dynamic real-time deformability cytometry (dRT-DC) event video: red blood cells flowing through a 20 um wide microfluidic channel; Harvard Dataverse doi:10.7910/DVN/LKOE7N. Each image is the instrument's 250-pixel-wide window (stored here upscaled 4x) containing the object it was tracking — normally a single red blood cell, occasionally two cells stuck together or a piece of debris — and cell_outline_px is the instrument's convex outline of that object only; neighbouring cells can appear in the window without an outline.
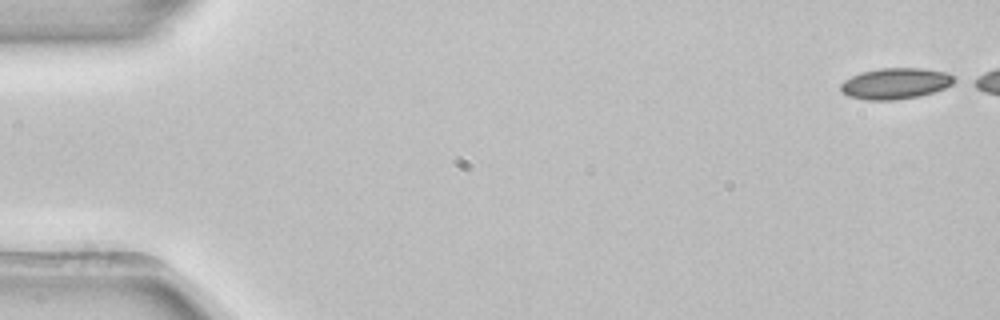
{"species": "common noctule bat (a hibernating species)", "species_latin": "Nyctalus noctula", "temperature_condition": "room temperature", "stored_images_in_passage": 5, "camera_frame_rate_fps": 3000, "um_per_image_px": 0.085, "animal": {"sex": "female", "body_mass_g": 22.7, "forearm_length_mm": 54.2}, "frame": {"image": 1, "passage_image": 1, "time_ms": 0.0, "image_size_px": [1000, 320], "cell_outline_px": [[952, 84], [944, 88], [920, 96], [896, 100], [868, 100], [848, 96], [840, 88], [840, 84], [844, 80], [860, 72], [880, 68], [920, 68], [944, 72], [952, 76]], "centroid_in_image_um": [76.06, 7.1], "position_along_channel_um": 8.9, "area_um2": 20.29}}
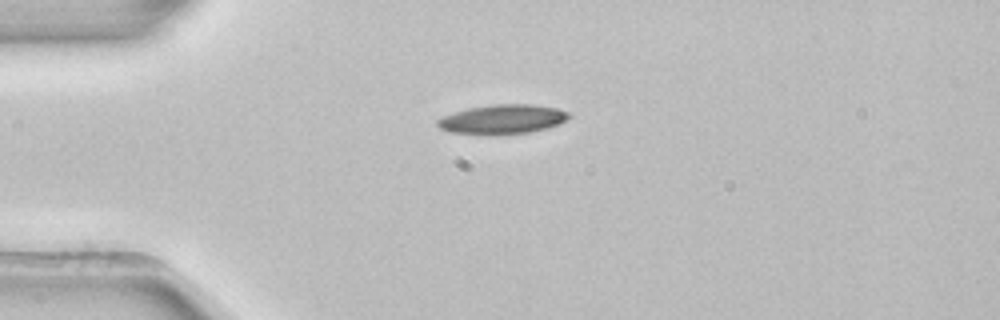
{"frame": {"image": 2, "passage_image": 5, "time_ms": 1.333, "image_size_px": [1000, 320], "cell_outline_px": [[572, 116], [556, 124], [544, 128], [528, 132], [488, 136], [448, 132], [440, 128], [436, 124], [436, 120], [444, 116], [468, 108], [492, 104], [532, 104], [556, 108], [568, 112]], "centroid_in_image_um": [42.65, 10.15], "position_along_channel_um": 42.4, "area_um2": 22.54}}